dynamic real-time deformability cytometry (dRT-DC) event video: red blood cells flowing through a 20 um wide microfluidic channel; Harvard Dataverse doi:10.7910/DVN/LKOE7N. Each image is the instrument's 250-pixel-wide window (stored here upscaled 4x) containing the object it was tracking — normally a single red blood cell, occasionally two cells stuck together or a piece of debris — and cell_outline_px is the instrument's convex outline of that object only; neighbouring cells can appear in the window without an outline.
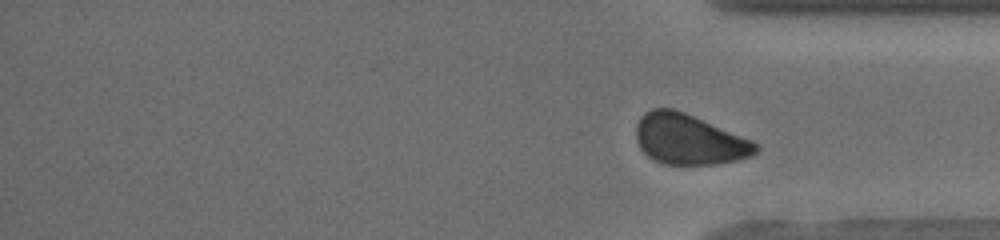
{"species": "human", "species_latin": "Homo sapiens", "temperature_condition": "cold", "stored_images_in_passage": 40, "segment_of_instrument_passage": [2, 2], "camera_frame_rate_fps": 3000, "um_per_image_px": 0.085, "donor": {"sex": "male"}, "frame": {"image": 1, "passage_image": 40, "time_ms": 18.333, "image_size_px": [1000, 240], "cell_outline_px": [[760, 148], [752, 156], [736, 160], [716, 164], [664, 164], [652, 160], [640, 148], [636, 140], [636, 124], [640, 116], [644, 112], [652, 108], [676, 108], [752, 140], [760, 144]], "centroid_in_image_um": [58.56, 11.83], "position_along_channel_um": 376.6, "area_um2": 35.49}}